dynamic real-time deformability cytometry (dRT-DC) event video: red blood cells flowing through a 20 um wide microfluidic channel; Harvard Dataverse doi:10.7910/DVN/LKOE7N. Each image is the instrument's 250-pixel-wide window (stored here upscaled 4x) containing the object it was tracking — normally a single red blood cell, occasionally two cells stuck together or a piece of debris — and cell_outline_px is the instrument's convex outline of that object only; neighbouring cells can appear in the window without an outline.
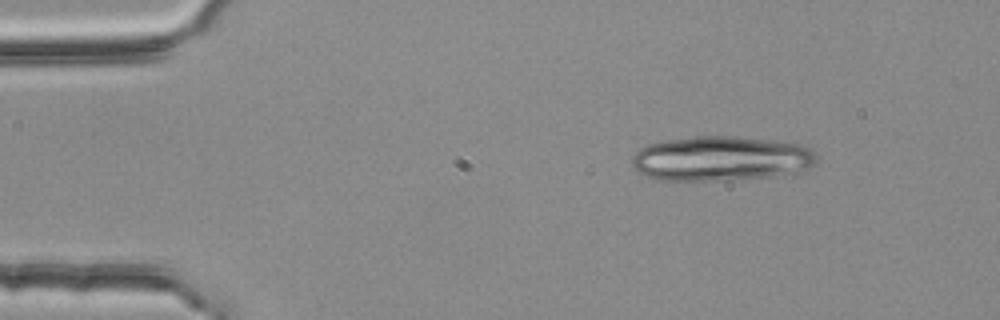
{"species": "common noctule bat (a hibernating species)", "species_latin": "Nyctalus noctula", "temperature_condition": "room temperature", "stored_images_in_passage": 2, "camera_frame_rate_fps": 3000, "um_per_image_px": 0.085, "animal": {"sex": "female", "body_mass_g": 25.1}, "frame": {"image": 1, "passage_image": 1, "time_ms": 0.0, "image_size_px": [1000, 320], "cell_outline_px": [[816, 160], [808, 168], [796, 172], [772, 176], [732, 180], [656, 180], [644, 176], [636, 172], [632, 164], [632, 156], [640, 148], [648, 144], [664, 140], [692, 136], [732, 136], [776, 140], [800, 144], [812, 148], [816, 152]], "centroid_in_image_um": [61.26, 13.47], "position_along_channel_um": 23.7, "area_um2": 48.67}}